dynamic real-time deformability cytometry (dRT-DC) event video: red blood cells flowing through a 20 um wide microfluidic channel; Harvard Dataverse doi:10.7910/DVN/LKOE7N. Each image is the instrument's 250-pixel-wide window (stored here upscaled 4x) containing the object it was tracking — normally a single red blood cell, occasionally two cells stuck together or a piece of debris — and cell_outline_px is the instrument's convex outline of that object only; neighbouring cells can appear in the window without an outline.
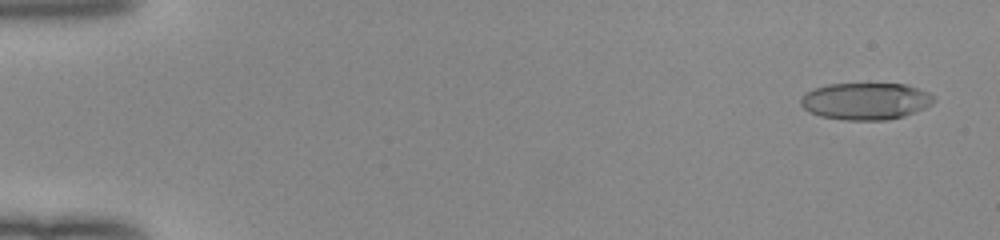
{"species": "human", "species_latin": "Homo sapiens", "temperature_condition": "room temperature", "stored_images_in_passage": 52, "camera_frame_rate_fps": 3000, "um_per_image_px": 0.085, "donor": {"sex": "female"}, "frame": {"image": 1, "passage_image": 3, "time_ms": 0.667, "image_size_px": [1000, 240], "cell_outline_px": [[936, 100], [932, 104], [924, 108], [904, 116], [888, 120], [844, 120], [820, 116], [808, 112], [800, 104], [800, 100], [808, 92], [816, 88], [828, 84], [908, 84], [928, 92], [936, 96]], "centroid_in_image_um": [73.62, 8.6], "position_along_channel_um": 11.4, "area_um2": 28.73}}
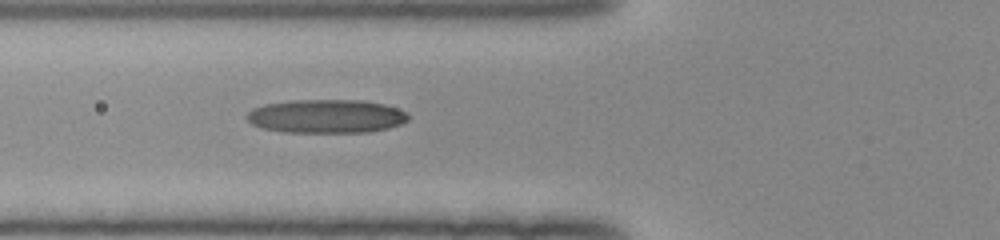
{"frame": {"image": 2, "passage_image": 21, "time_ms": 6.667, "image_size_px": [1000, 240], "cell_outline_px": [[408, 120], [400, 124], [388, 128], [368, 132], [284, 132], [260, 128], [252, 124], [244, 116], [252, 108], [264, 104], [292, 100], [364, 100], [384, 104], [408, 112]], "centroid_in_image_um": [27.71, 9.88], "position_along_channel_um": 98.1, "area_um2": 31.85}}
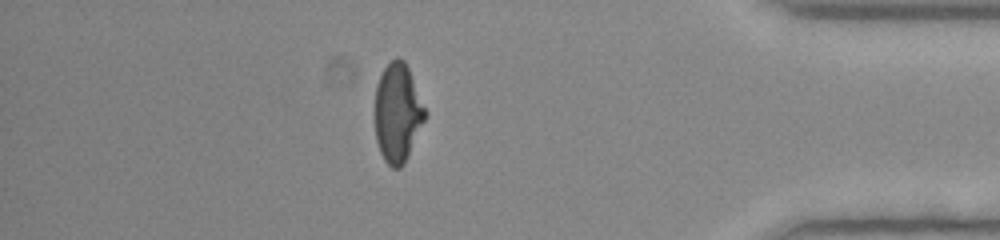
{"frame": {"image": 3, "passage_image": 46, "time_ms": 15.0, "image_size_px": [1000, 240], "cell_outline_px": [[428, 112], [408, 156], [404, 164], [400, 168], [392, 168], [384, 160], [380, 152], [376, 140], [376, 84], [384, 68], [396, 56], [400, 56], [404, 60], [408, 68]], "centroid_in_image_um": [33.81, 9.58], "position_along_channel_um": 401.4, "area_um2": 28.78}, "authors_computed_cell_mechanics": {"area_um2": 29.7092, "velocity_mm_per_s": 4.0313, "shape_relaxation_time_tau1_ms": 11.0067, "shape_relaxation_time_tau2_ms": 1.8196, "deformation_change_tau1": 0.3248, "deformation_change_tau2": 0.0995}}